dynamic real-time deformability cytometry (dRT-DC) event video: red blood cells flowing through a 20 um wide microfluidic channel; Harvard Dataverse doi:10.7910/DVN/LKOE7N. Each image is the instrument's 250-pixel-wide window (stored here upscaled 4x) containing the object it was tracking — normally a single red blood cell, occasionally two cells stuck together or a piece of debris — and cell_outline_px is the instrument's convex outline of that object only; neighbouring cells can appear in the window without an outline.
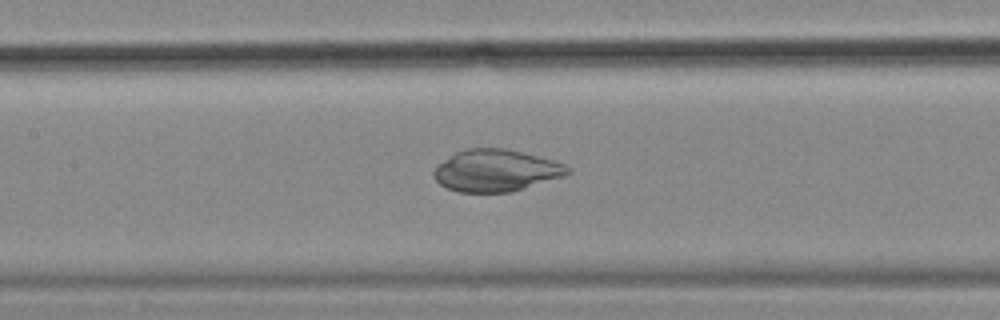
{"species": "common noctule bat (a hibernating species)", "species_latin": "Nyctalus noctula", "temperature_condition": "cold", "stored_images_in_passage": 56, "camera_frame_rate_fps": 3000, "um_per_image_px": 0.085, "animal": {"sex": "female", "body_mass_g": 18.4}, "frame": {"image": 1, "passage_image": 26, "time_ms": 8.333, "image_size_px": [1000, 320], "cell_outline_px": [[572, 172], [564, 176], [512, 192], [460, 192], [448, 188], [440, 184], [432, 176], [432, 172], [444, 160], [456, 152], [468, 148], [504, 148], [556, 160], [572, 168]], "centroid_in_image_um": [42.2, 14.49], "position_along_channel_um": 165.2, "area_um2": 32.71}}
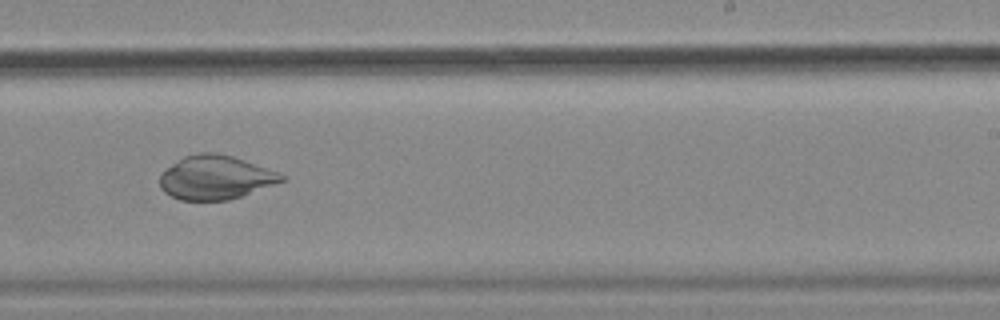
{"frame": {"image": 2, "passage_image": 35, "time_ms": 11.333, "image_size_px": [1000, 320], "cell_outline_px": [[288, 180], [228, 200], [180, 200], [164, 192], [160, 188], [160, 176], [172, 164], [184, 156], [196, 152], [216, 152], [232, 156], [280, 172], [288, 176]], "centroid_in_image_um": [18.36, 15.08], "position_along_channel_um": 270.6, "area_um2": 31.21}}
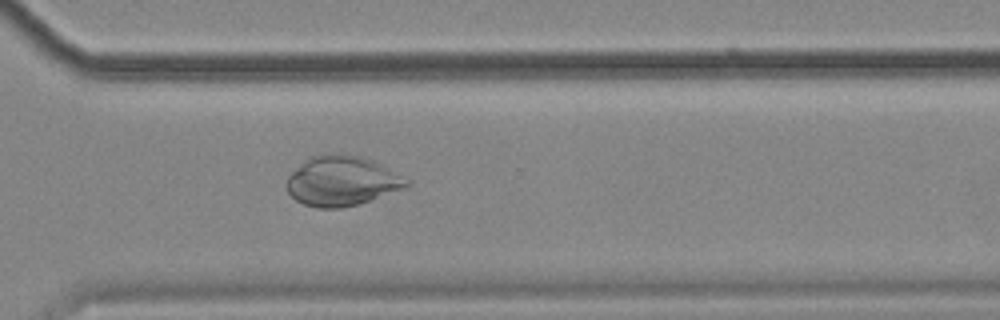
{"frame": {"image": 3, "passage_image": 41, "time_ms": 13.333, "image_size_px": [1000, 320], "cell_outline_px": [[408, 184], [404, 188], [360, 204], [340, 208], [316, 208], [304, 204], [296, 200], [288, 192], [284, 184], [288, 176], [304, 160], [312, 156], [344, 152], [360, 156], [372, 160], [380, 164], [408, 180]], "centroid_in_image_um": [29.01, 15.38], "position_along_channel_um": 341.6, "area_um2": 34.8}}